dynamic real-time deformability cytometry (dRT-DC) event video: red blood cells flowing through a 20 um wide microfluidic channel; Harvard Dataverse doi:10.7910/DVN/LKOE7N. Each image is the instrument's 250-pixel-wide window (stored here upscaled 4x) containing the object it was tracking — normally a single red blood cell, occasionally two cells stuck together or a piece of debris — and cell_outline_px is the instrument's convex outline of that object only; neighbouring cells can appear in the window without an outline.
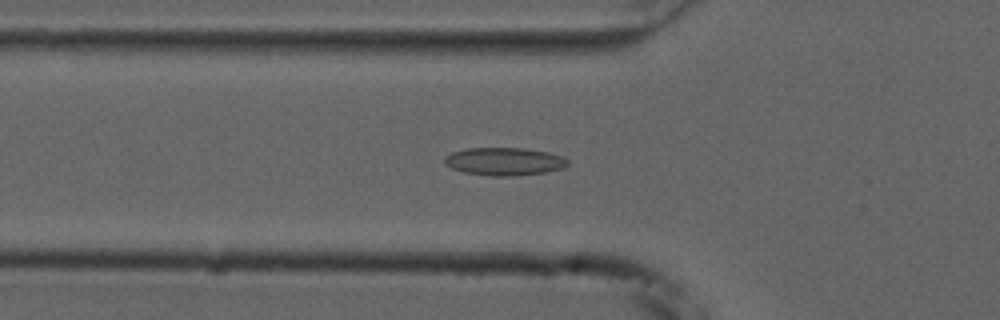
{"species": "common noctule bat (a hibernating species)", "species_latin": "Nyctalus noctula", "temperature_condition": "cold", "stored_images_in_passage": 55, "camera_frame_rate_fps": 3000, "um_per_image_px": 0.085, "animal": {"sex": "male", "forearm_length_mm": 52.5}, "frame": {"image": 1, "passage_image": 19, "time_ms": 6.0, "image_size_px": [1000, 320], "cell_outline_px": [[568, 164], [564, 168], [544, 172], [520, 176], [492, 176], [464, 172], [452, 168], [444, 164], [444, 156], [452, 152], [468, 148], [524, 148], [548, 152], [564, 156], [568, 160]], "centroid_in_image_um": [42.88, 13.72], "position_along_channel_um": 82.9, "area_um2": 20.17}}
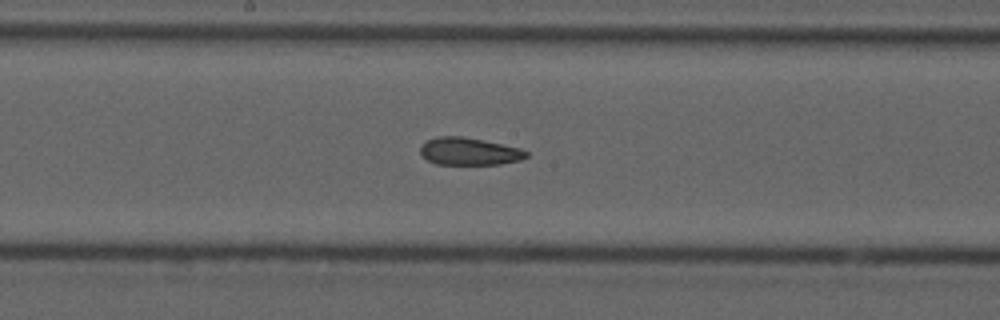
{"frame": {"image": 2, "passage_image": 29, "time_ms": 9.333, "image_size_px": [1000, 320], "cell_outline_px": [[528, 156], [520, 160], [500, 164], [436, 164], [428, 160], [420, 152], [420, 148], [428, 140], [436, 136], [460, 136], [484, 140], [520, 148], [528, 152]], "centroid_in_image_um": [39.9, 12.86], "position_along_channel_um": 208.3, "area_um2": 16.82}}
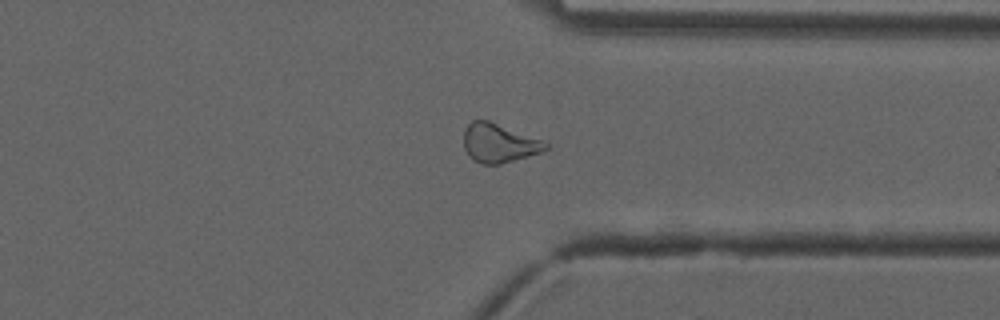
{"frame": {"image": 3, "passage_image": 42, "time_ms": 13.667, "image_size_px": [1000, 320], "cell_outline_px": [[548, 148], [540, 152], [500, 164], [480, 164], [472, 160], [468, 156], [464, 148], [464, 128], [472, 120], [488, 120], [544, 140], [548, 144]], "centroid_in_image_um": [42.38, 12.16], "position_along_channel_um": 369.0, "area_um2": 18.61}, "authors_computed_cell_mechanics": {"area_um2": 19.074, "velocity_mm_per_s": 3.7378, "shape_relaxation_time_tau1_ms": null, "shape_relaxation_time_tau2_ms": 3.674, "deformation_change_tau1": null, "deformation_change_tau2": 0.1161}}